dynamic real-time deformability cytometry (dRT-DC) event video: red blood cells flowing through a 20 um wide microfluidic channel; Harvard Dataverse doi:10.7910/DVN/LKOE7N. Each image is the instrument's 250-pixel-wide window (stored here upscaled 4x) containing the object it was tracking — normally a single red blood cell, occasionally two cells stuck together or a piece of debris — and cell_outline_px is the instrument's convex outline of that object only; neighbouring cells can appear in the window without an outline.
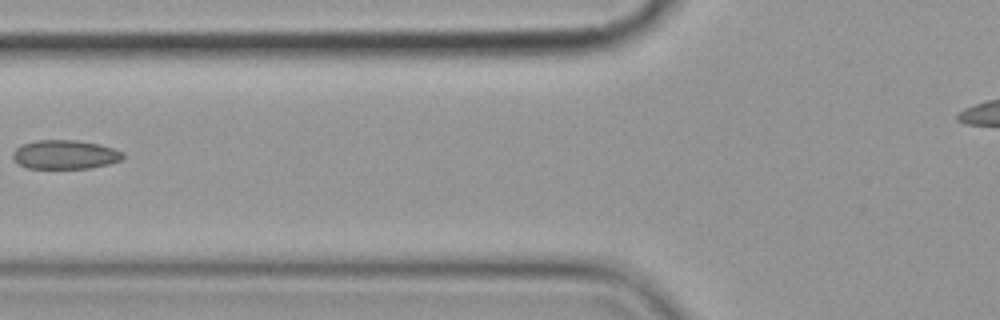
{"species": "common noctule bat (a hibernating species)", "species_latin": "Nyctalus noctula", "temperature_condition": "cold", "stored_images_in_passage": 3, "camera_frame_rate_fps": 3000, "um_per_image_px": 0.085, "animal": {"sex": "female", "body_mass_g": 19.9}, "frame": {"image": 1, "passage_image": 2, "time_ms": 1.333, "image_size_px": [1000, 320], "cell_outline_px": [[124, 156], [120, 160], [108, 164], [88, 168], [28, 168], [20, 164], [12, 156], [12, 152], [16, 148], [24, 144], [36, 140], [76, 140], [100, 144], [124, 152]], "centroid_in_image_um": [5.54, 13.13], "position_along_channel_um": 120.3, "area_um2": 18.44}}
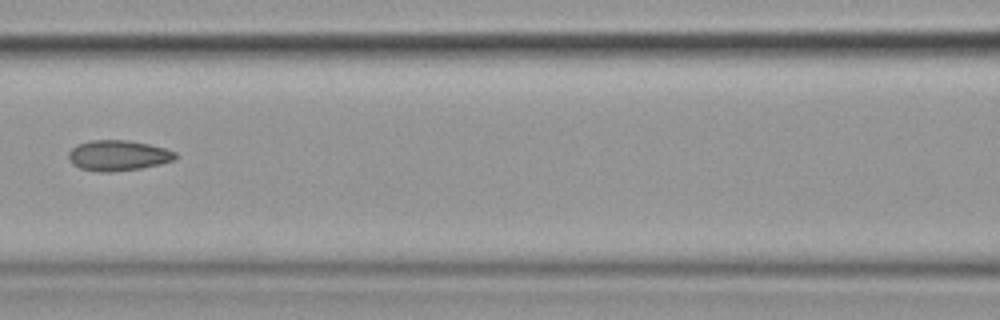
{"frame": {"image": 2, "passage_image": 3, "time_ms": 2.333, "image_size_px": [1000, 320], "cell_outline_px": [[176, 156], [172, 160], [160, 164], [140, 168], [112, 172], [100, 172], [80, 168], [72, 164], [68, 160], [68, 152], [76, 144], [92, 140], [128, 140], [148, 144], [164, 148], [176, 152]], "centroid_in_image_um": [9.99, 13.21], "position_along_channel_um": 156.6, "area_um2": 18.96}}